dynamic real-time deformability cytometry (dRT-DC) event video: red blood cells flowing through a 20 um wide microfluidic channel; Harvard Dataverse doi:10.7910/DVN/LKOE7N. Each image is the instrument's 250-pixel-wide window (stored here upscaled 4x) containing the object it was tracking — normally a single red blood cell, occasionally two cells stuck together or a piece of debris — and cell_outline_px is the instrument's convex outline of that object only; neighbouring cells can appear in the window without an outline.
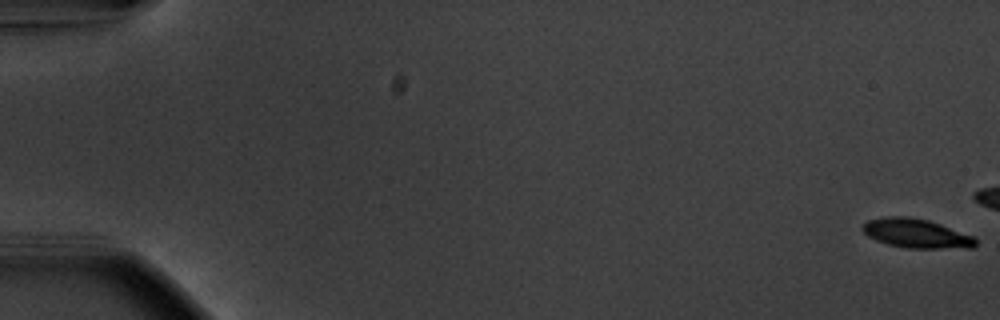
{"species": "common noctule bat (a hibernating species)", "species_latin": "Nyctalus noctula", "temperature_condition": "warm", "stored_images_in_passage": 18, "camera_frame_rate_fps": 3000, "um_per_image_px": 0.085, "animal": {"sex": "male", "body_mass_g": 20.1, "forearm_length_mm": 53.5}, "frame": {"image": 1, "passage_image": 1, "time_ms": 0.0, "image_size_px": [1000, 320], "cell_outline_px": [[976, 244], [972, 248], [908, 248], [888, 244], [876, 240], [868, 236], [860, 228], [868, 220], [884, 216], [908, 216], [928, 220], [976, 236]], "centroid_in_image_um": [77.9, 19.83], "position_along_channel_um": 7.1, "area_um2": 19.31}}
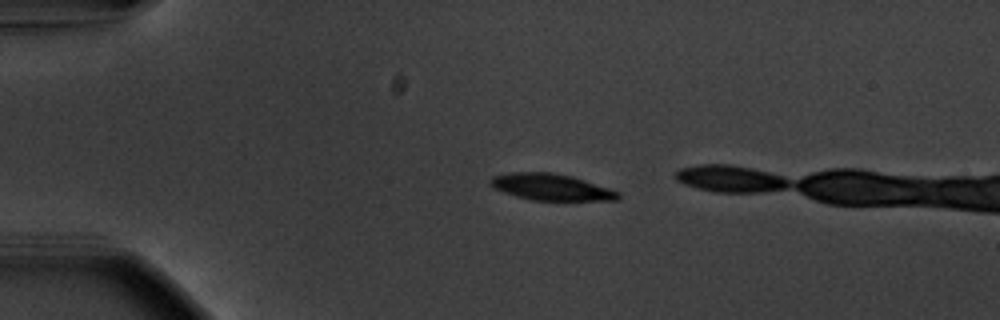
{"frame": {"image": 2, "passage_image": 14, "time_ms": 4.333, "image_size_px": [1000, 320], "cell_outline_px": [[620, 196], [616, 200], [532, 200], [516, 196], [492, 188], [488, 184], [488, 180], [492, 176], [508, 172], [556, 172], [572, 176], [612, 188], [620, 192]], "centroid_in_image_um": [46.82, 15.88], "position_along_channel_um": 38.2, "area_um2": 20.06}}